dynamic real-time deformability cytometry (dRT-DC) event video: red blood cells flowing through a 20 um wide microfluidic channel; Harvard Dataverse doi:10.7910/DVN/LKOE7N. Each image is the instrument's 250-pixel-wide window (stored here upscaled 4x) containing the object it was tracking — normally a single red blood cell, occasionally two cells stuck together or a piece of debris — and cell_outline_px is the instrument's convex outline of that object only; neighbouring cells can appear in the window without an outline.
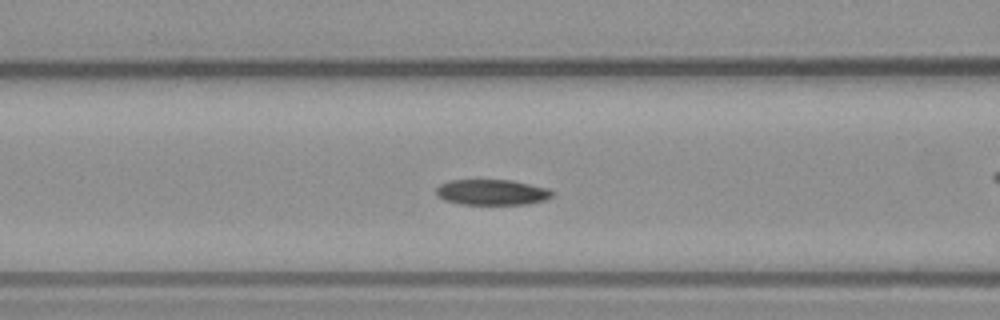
{"species": "common noctule bat (a hibernating species)", "species_latin": "Nyctalus noctula", "temperature_condition": "warm", "stored_images_in_passage": 50, "camera_frame_rate_fps": 3000, "um_per_image_px": 0.085, "animal": {"sex": "male", "body_mass_g": 23.1, "forearm_length_mm": 52.7}, "frame": {"image": 1, "passage_image": 19, "time_ms": 6.0, "image_size_px": [1000, 320], "cell_outline_px": [[556, 192], [552, 196], [544, 200], [528, 204], [460, 204], [444, 200], [436, 196], [436, 188], [440, 184], [448, 180], [512, 180], [548, 188]], "centroid_in_image_um": [41.81, 16.34], "position_along_channel_um": 124.8, "area_um2": 17.46}}
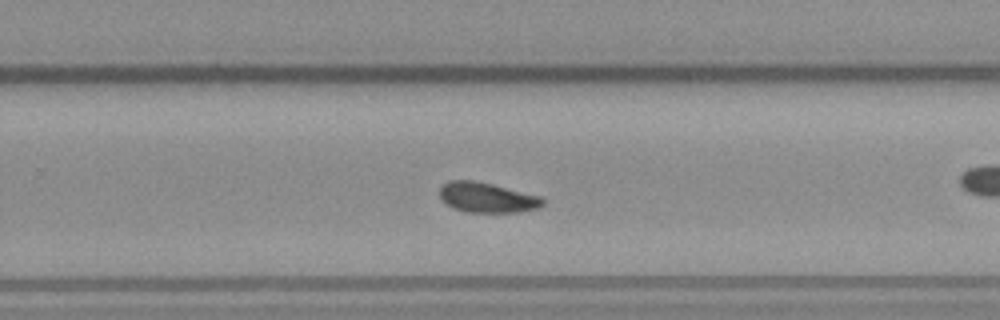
{"frame": {"image": 2, "passage_image": 31, "time_ms": 10.0, "image_size_px": [1000, 320], "cell_outline_px": [[544, 204], [540, 208], [520, 212], [468, 212], [452, 208], [440, 200], [440, 184], [448, 180], [476, 180], [540, 196], [544, 200]], "centroid_in_image_um": [41.36, 16.78], "position_along_channel_um": 288.4, "area_um2": 18.32}}
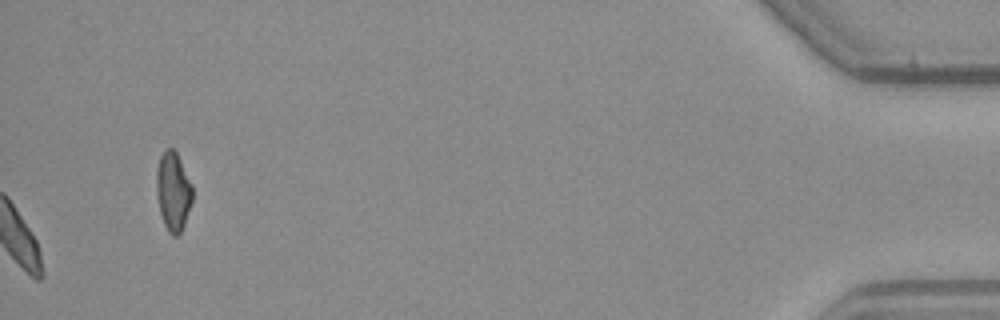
{"frame": {"image": 3, "passage_image": 50, "time_ms": 16.333, "image_size_px": [1000, 320], "cell_outline_px": [[192, 200], [184, 224], [180, 232], [176, 236], [172, 236], [168, 232], [164, 224], [160, 212], [156, 192], [156, 168], [160, 156], [164, 148], [172, 148], [176, 152], [192, 184]], "centroid_in_image_um": [14.7, 16.24], "position_along_channel_um": 420.5, "area_um2": 16.53}}